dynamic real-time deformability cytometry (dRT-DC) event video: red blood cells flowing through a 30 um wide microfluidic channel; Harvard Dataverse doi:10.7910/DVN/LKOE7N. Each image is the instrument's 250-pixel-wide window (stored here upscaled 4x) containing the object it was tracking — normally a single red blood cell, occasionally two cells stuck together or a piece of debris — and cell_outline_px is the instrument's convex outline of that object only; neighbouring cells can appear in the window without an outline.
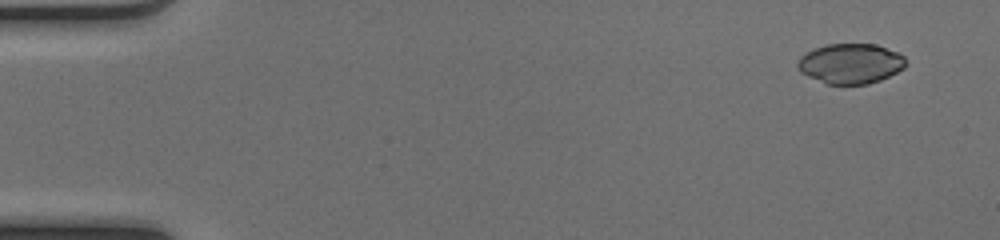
{"species": "common noctule bat (a hibernating species)", "species_latin": "Nyctalus noctula", "temperature_condition": "cold", "stored_images_in_passage": 49, "camera_frame_rate_fps": 3000, "um_per_image_px": 0.085, "animal": {"sex": "female", "body_mass_g": 17.0, "forearm_length_mm": 48.0}, "frame": {"image": 1, "passage_image": 2, "time_ms": 0.333, "image_size_px": [1000, 240], "cell_outline_px": [[904, 68], [880, 80], [868, 84], [828, 84], [808, 76], [800, 72], [796, 64], [800, 56], [812, 48], [828, 44], [876, 44], [900, 52], [904, 56]], "centroid_in_image_um": [72.28, 5.39], "position_along_channel_um": 12.7, "area_um2": 25.32}}
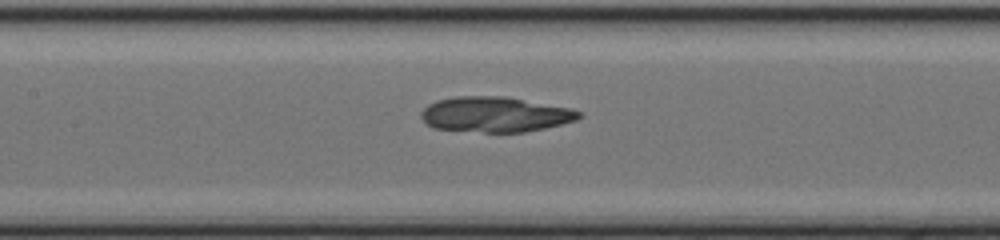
{"frame": {"image": 2, "passage_image": 23, "time_ms": 7.333, "image_size_px": [1000, 240], "cell_outline_px": [[580, 116], [576, 120], [544, 128], [524, 132], [484, 132], [432, 128], [420, 116], [420, 112], [428, 104], [436, 100], [456, 96], [504, 96], [568, 108], [580, 112]], "centroid_in_image_um": [42.02, 9.72], "position_along_channel_um": 165.4, "area_um2": 32.14}}
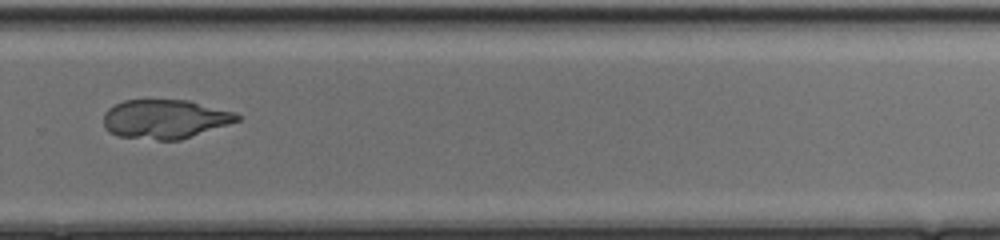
{"frame": {"image": 3, "passage_image": 34, "time_ms": 11.0, "image_size_px": [1000, 240], "cell_outline_px": [[240, 120], [180, 140], [156, 140], [120, 136], [108, 132], [104, 124], [104, 112], [108, 108], [124, 100], [188, 100], [236, 112], [240, 116]], "centroid_in_image_um": [14.02, 10.12], "position_along_channel_um": 315.8, "area_um2": 30.35}}